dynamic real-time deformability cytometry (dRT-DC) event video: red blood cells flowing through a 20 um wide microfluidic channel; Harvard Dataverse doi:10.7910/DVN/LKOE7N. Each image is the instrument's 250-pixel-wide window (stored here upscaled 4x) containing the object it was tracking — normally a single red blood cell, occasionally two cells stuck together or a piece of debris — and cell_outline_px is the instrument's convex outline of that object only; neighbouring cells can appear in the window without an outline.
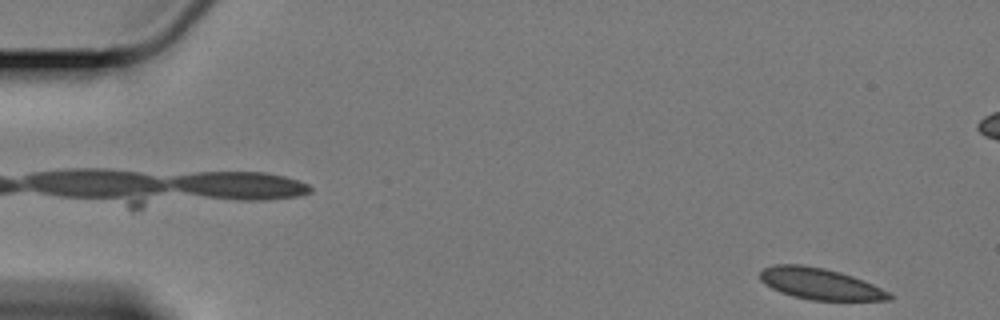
{"species": "Egyptian fruit bat (a non-hibernating species)", "species_latin": "Rousettus aegyptiacus", "temperature_condition": "cold", "stored_images_in_passage": 57, "camera_frame_rate_fps": 3000, "um_per_image_px": 0.085, "animal": {"sex": "female"}, "frame": {"image": 1, "passage_image": 1, "time_ms": 0.0, "image_size_px": [1000, 320], "cell_outline_px": [[892, 300], [812, 300], [792, 296], [780, 292], [764, 284], [760, 280], [760, 272], [764, 268], [772, 264], [800, 264], [824, 268], [840, 272], [852, 276], [872, 284], [888, 292], [892, 296]], "centroid_in_image_um": [69.65, 24.11], "position_along_channel_um": 15.3, "area_um2": 23.47}}
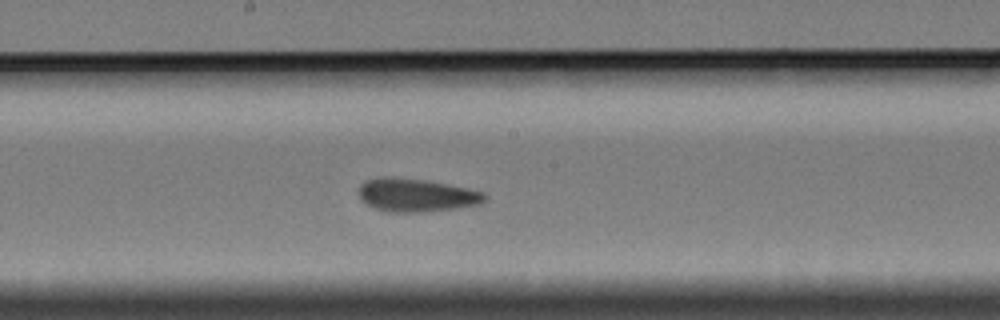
{"frame": {"image": 2, "passage_image": 29, "time_ms": 9.333, "image_size_px": [1000, 320], "cell_outline_px": [[488, 200], [480, 204], [456, 208], [424, 212], [388, 212], [372, 208], [364, 204], [360, 200], [360, 184], [364, 180], [424, 180], [468, 188], [484, 192], [488, 196]], "centroid_in_image_um": [35.46, 16.65], "position_along_channel_um": 212.7, "area_um2": 23.76}}
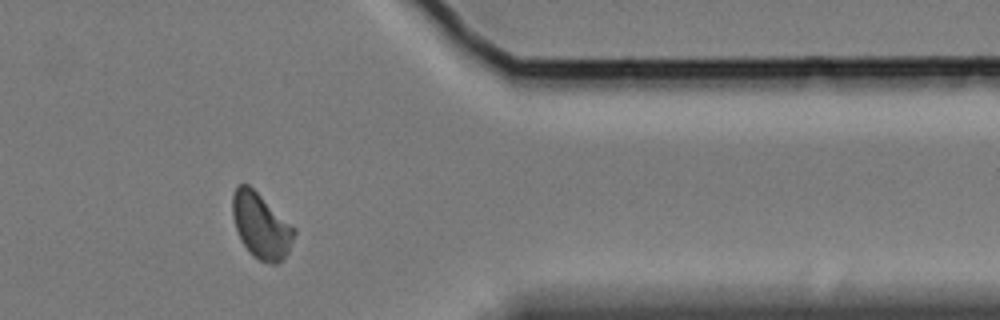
{"frame": {"image": 3, "passage_image": 46, "time_ms": 15.0, "image_size_px": [1000, 320], "cell_outline_px": [[296, 232], [288, 252], [284, 260], [276, 264], [272, 264], [260, 260], [252, 256], [248, 252], [240, 240], [232, 216], [232, 196], [236, 184], [248, 184], [292, 224], [296, 228]], "centroid_in_image_um": [22.18, 19.2], "position_along_channel_um": 389.2, "area_um2": 23.7}, "authors_computed_cell_mechanics": {"area_um2": 23.698, "velocity_mm_per_s": 3.3712, "shape_relaxation_time_tau1_ms": 9.7025, "shape_relaxation_time_tau2_ms": 1.5606, "deformation_change_tau1": 0.1328, "deformation_change_tau2": 0.057}}